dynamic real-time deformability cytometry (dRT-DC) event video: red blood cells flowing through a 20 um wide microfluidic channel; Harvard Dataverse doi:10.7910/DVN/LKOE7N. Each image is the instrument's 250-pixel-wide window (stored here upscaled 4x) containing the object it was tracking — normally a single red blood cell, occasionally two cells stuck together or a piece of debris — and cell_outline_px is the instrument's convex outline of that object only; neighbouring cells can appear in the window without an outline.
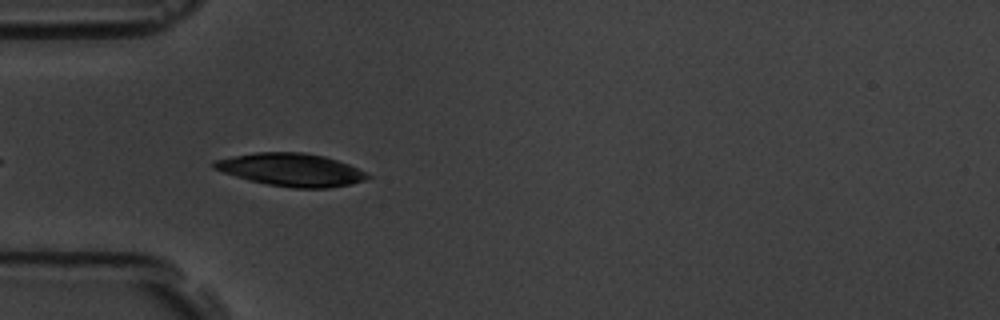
{"species": "common noctule bat (a hibernating species)", "species_latin": "Nyctalus noctula", "temperature_condition": "room temperature", "stored_images_in_passage": 42, "camera_frame_rate_fps": 3000, "um_per_image_px": 0.085, "animal": {"sex": "male", "body_mass_g": 19.5, "forearm_length_mm": 54.6}, "frame": {"image": 1, "passage_image": 3, "time_ms": 0.667, "image_size_px": [1000, 320], "cell_outline_px": [[372, 176], [364, 180], [352, 184], [328, 188], [292, 188], [268, 184], [248, 180], [212, 168], [212, 164], [216, 160], [232, 156], [256, 152], [304, 152], [324, 156], [348, 164]], "centroid_in_image_um": [24.75, 14.43], "position_along_channel_um": 60.3, "area_um2": 29.19}}
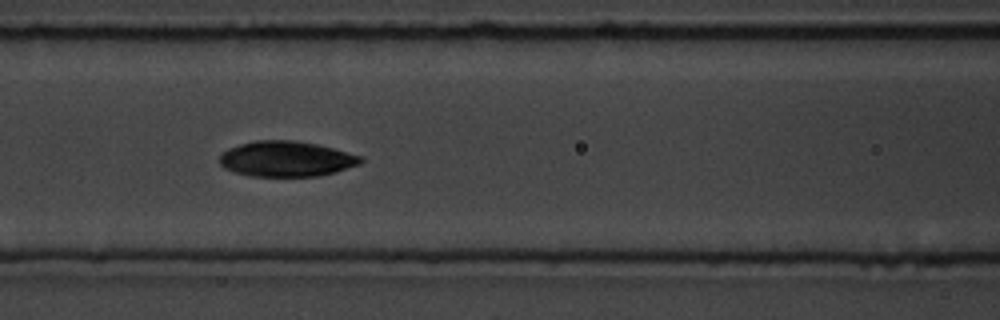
{"frame": {"image": 2, "passage_image": 10, "time_ms": 3.0, "image_size_px": [1000, 320], "cell_outline_px": [[364, 160], [360, 164], [320, 176], [248, 176], [224, 168], [220, 164], [220, 156], [228, 148], [240, 144], [256, 140], [292, 140], [316, 144], [364, 156]], "centroid_in_image_um": [24.35, 13.5], "position_along_channel_um": 142.3, "area_um2": 29.07}}
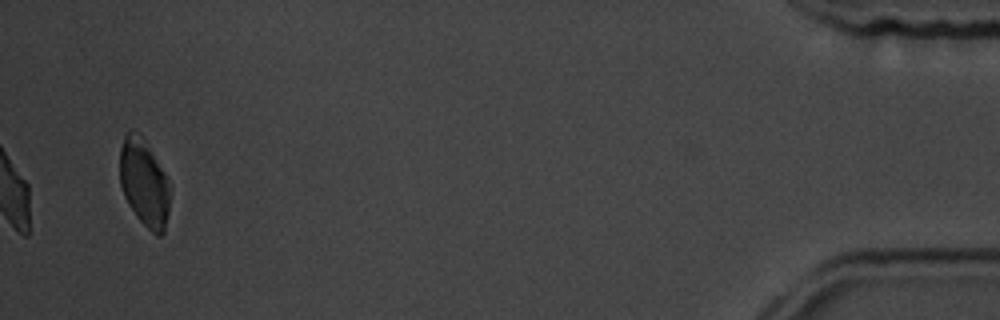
{"frame": {"image": 3, "passage_image": 40, "time_ms": 13.0, "image_size_px": [1000, 320], "cell_outline_px": [[168, 212], [164, 232], [160, 236], [156, 236], [136, 216], [128, 204], [124, 196], [120, 184], [120, 148], [124, 136], [132, 128], [140, 132], [164, 172], [168, 180]], "centroid_in_image_um": [12.22, 15.51], "position_along_channel_um": 423.0, "area_um2": 25.37}, "authors_computed_cell_mechanics": {"area_um2": 28.033, "velocity_mm_per_s": 3.6427, "shape_relaxation_time_tau1_ms": 3.5662, "shape_relaxation_time_tau2_ms": 2.0073, "deformation_change_tau1": 0.1575, "deformation_change_tau2": 0.0572}}